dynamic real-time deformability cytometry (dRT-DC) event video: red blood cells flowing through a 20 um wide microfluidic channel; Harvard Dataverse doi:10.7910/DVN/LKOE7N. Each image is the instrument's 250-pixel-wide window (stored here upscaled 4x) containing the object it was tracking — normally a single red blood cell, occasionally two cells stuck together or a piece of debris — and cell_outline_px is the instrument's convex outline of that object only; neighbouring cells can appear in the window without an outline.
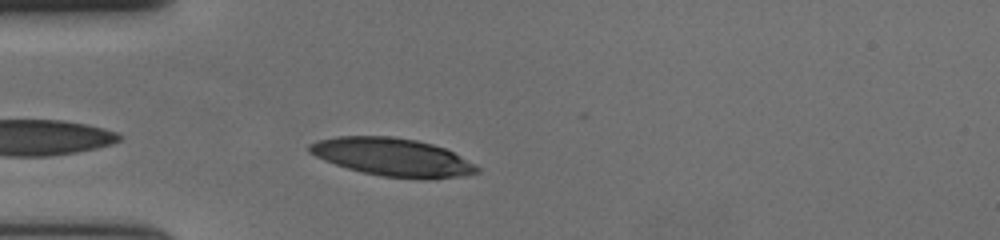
{"species": "human", "species_latin": "Homo sapiens", "temperature_condition": "cold", "stored_images_in_passage": 34, "camera_frame_rate_fps": 3000, "um_per_image_px": 0.085, "donor": {"sex": "female"}, "frame": {"image": 1, "passage_image": 3, "time_ms": 0.667, "image_size_px": [1000, 240], "cell_outline_px": [[480, 172], [460, 176], [380, 176], [348, 168], [324, 160], [308, 152], [308, 144], [316, 140], [336, 136], [388, 136], [416, 140], [432, 144], [444, 148], [460, 156], [480, 168]], "centroid_in_image_um": [33.26, 13.3], "position_along_channel_um": 51.7, "area_um2": 35.89}}
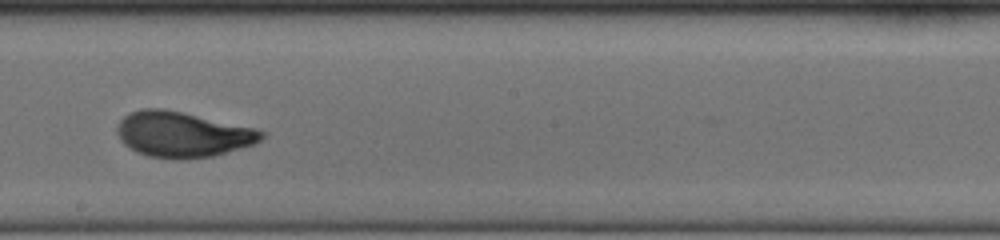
{"frame": {"image": 2, "passage_image": 19, "time_ms": 6.0, "image_size_px": [1000, 240], "cell_outline_px": [[264, 136], [260, 140], [252, 144], [240, 148], [212, 156], [180, 160], [176, 160], [148, 156], [136, 152], [124, 144], [120, 140], [116, 132], [116, 128], [120, 120], [128, 112], [140, 108], [164, 108], [256, 128], [264, 132]], "centroid_in_image_um": [15.46, 11.42], "position_along_channel_um": 232.7, "area_um2": 38.44}}
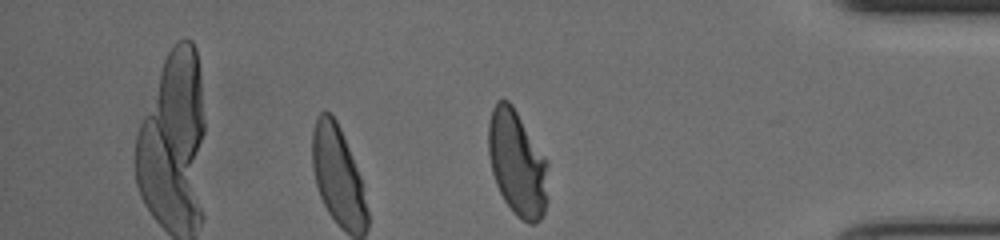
{"frame": {"image": 3, "passage_image": 34, "time_ms": 11.0, "image_size_px": [1000, 240], "cell_outline_px": [[548, 200], [544, 212], [540, 220], [536, 224], [528, 224], [520, 220], [512, 212], [504, 200], [496, 184], [492, 172], [488, 156], [488, 120], [492, 108], [496, 100], [508, 100], [512, 104], [548, 160]], "centroid_in_image_um": [43.98, 13.9], "position_along_channel_um": 391.2, "area_um2": 37.51}, "authors_computed_cell_mechanics": {"area_um2": 37.2232, "velocity_mm_per_s": 3.6318, "shape_relaxation_time_tau1_ms": 4.0483, "shape_relaxation_time_tau2_ms": 0.9279, "deformation_change_tau1": 0.1881, "deformation_change_tau2": 0.0598}}